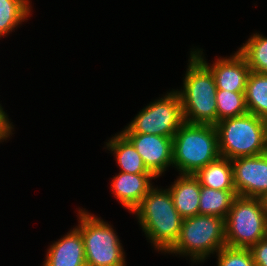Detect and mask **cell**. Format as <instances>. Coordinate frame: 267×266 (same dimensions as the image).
I'll return each instance as SVG.
<instances>
[{
	"label": "cell",
	"mask_w": 267,
	"mask_h": 266,
	"mask_svg": "<svg viewBox=\"0 0 267 266\" xmlns=\"http://www.w3.org/2000/svg\"><path fill=\"white\" fill-rule=\"evenodd\" d=\"M132 213L155 250L166 254L177 241L183 222L169 189L153 186Z\"/></svg>",
	"instance_id": "cell-1"
},
{
	"label": "cell",
	"mask_w": 267,
	"mask_h": 266,
	"mask_svg": "<svg viewBox=\"0 0 267 266\" xmlns=\"http://www.w3.org/2000/svg\"><path fill=\"white\" fill-rule=\"evenodd\" d=\"M183 77L181 98L182 115L191 124H217L216 84L211 70L192 52Z\"/></svg>",
	"instance_id": "cell-2"
},
{
	"label": "cell",
	"mask_w": 267,
	"mask_h": 266,
	"mask_svg": "<svg viewBox=\"0 0 267 266\" xmlns=\"http://www.w3.org/2000/svg\"><path fill=\"white\" fill-rule=\"evenodd\" d=\"M173 167L179 174H195L219 158L216 126L183 122L173 137Z\"/></svg>",
	"instance_id": "cell-3"
},
{
	"label": "cell",
	"mask_w": 267,
	"mask_h": 266,
	"mask_svg": "<svg viewBox=\"0 0 267 266\" xmlns=\"http://www.w3.org/2000/svg\"><path fill=\"white\" fill-rule=\"evenodd\" d=\"M219 152L230 160L267 152V120L247 113L215 125Z\"/></svg>",
	"instance_id": "cell-4"
},
{
	"label": "cell",
	"mask_w": 267,
	"mask_h": 266,
	"mask_svg": "<svg viewBox=\"0 0 267 266\" xmlns=\"http://www.w3.org/2000/svg\"><path fill=\"white\" fill-rule=\"evenodd\" d=\"M225 246V219L198 214L183 219L179 237L166 253L189 256L193 263H202Z\"/></svg>",
	"instance_id": "cell-5"
},
{
	"label": "cell",
	"mask_w": 267,
	"mask_h": 266,
	"mask_svg": "<svg viewBox=\"0 0 267 266\" xmlns=\"http://www.w3.org/2000/svg\"><path fill=\"white\" fill-rule=\"evenodd\" d=\"M78 218L86 266H126L122 243L112 226L85 209L78 210Z\"/></svg>",
	"instance_id": "cell-6"
},
{
	"label": "cell",
	"mask_w": 267,
	"mask_h": 266,
	"mask_svg": "<svg viewBox=\"0 0 267 266\" xmlns=\"http://www.w3.org/2000/svg\"><path fill=\"white\" fill-rule=\"evenodd\" d=\"M267 237V214L261 198L237 196L225 219L226 245L250 248Z\"/></svg>",
	"instance_id": "cell-7"
},
{
	"label": "cell",
	"mask_w": 267,
	"mask_h": 266,
	"mask_svg": "<svg viewBox=\"0 0 267 266\" xmlns=\"http://www.w3.org/2000/svg\"><path fill=\"white\" fill-rule=\"evenodd\" d=\"M184 122L181 98L177 90L150 102L121 133L154 134L173 138Z\"/></svg>",
	"instance_id": "cell-8"
},
{
	"label": "cell",
	"mask_w": 267,
	"mask_h": 266,
	"mask_svg": "<svg viewBox=\"0 0 267 266\" xmlns=\"http://www.w3.org/2000/svg\"><path fill=\"white\" fill-rule=\"evenodd\" d=\"M231 162L237 196L262 198L267 193V152Z\"/></svg>",
	"instance_id": "cell-9"
},
{
	"label": "cell",
	"mask_w": 267,
	"mask_h": 266,
	"mask_svg": "<svg viewBox=\"0 0 267 266\" xmlns=\"http://www.w3.org/2000/svg\"><path fill=\"white\" fill-rule=\"evenodd\" d=\"M135 147L147 169L160 177L173 167V138L154 134L122 133Z\"/></svg>",
	"instance_id": "cell-10"
},
{
	"label": "cell",
	"mask_w": 267,
	"mask_h": 266,
	"mask_svg": "<svg viewBox=\"0 0 267 266\" xmlns=\"http://www.w3.org/2000/svg\"><path fill=\"white\" fill-rule=\"evenodd\" d=\"M192 52L211 70L217 89L245 92L251 69L239 51L229 58H218L212 65L205 60L203 50L197 48Z\"/></svg>",
	"instance_id": "cell-11"
},
{
	"label": "cell",
	"mask_w": 267,
	"mask_h": 266,
	"mask_svg": "<svg viewBox=\"0 0 267 266\" xmlns=\"http://www.w3.org/2000/svg\"><path fill=\"white\" fill-rule=\"evenodd\" d=\"M152 179H156L153 174L119 172L113 177L110 188L120 204L132 213L153 187Z\"/></svg>",
	"instance_id": "cell-12"
},
{
	"label": "cell",
	"mask_w": 267,
	"mask_h": 266,
	"mask_svg": "<svg viewBox=\"0 0 267 266\" xmlns=\"http://www.w3.org/2000/svg\"><path fill=\"white\" fill-rule=\"evenodd\" d=\"M43 266H86L83 238L76 227L50 245Z\"/></svg>",
	"instance_id": "cell-13"
},
{
	"label": "cell",
	"mask_w": 267,
	"mask_h": 266,
	"mask_svg": "<svg viewBox=\"0 0 267 266\" xmlns=\"http://www.w3.org/2000/svg\"><path fill=\"white\" fill-rule=\"evenodd\" d=\"M179 175L174 184L168 188L174 206L183 219L196 216L199 214L201 192L199 180L193 174Z\"/></svg>",
	"instance_id": "cell-14"
},
{
	"label": "cell",
	"mask_w": 267,
	"mask_h": 266,
	"mask_svg": "<svg viewBox=\"0 0 267 266\" xmlns=\"http://www.w3.org/2000/svg\"><path fill=\"white\" fill-rule=\"evenodd\" d=\"M116 157L117 166L120 172L131 174H152L145 166L142 157L139 155L133 144L121 133L115 134L106 146Z\"/></svg>",
	"instance_id": "cell-15"
},
{
	"label": "cell",
	"mask_w": 267,
	"mask_h": 266,
	"mask_svg": "<svg viewBox=\"0 0 267 266\" xmlns=\"http://www.w3.org/2000/svg\"><path fill=\"white\" fill-rule=\"evenodd\" d=\"M194 176L201 186L215 190H236L234 186L233 166L230 159L220 156L199 169Z\"/></svg>",
	"instance_id": "cell-16"
},
{
	"label": "cell",
	"mask_w": 267,
	"mask_h": 266,
	"mask_svg": "<svg viewBox=\"0 0 267 266\" xmlns=\"http://www.w3.org/2000/svg\"><path fill=\"white\" fill-rule=\"evenodd\" d=\"M236 197V190H215L201 186L199 214L226 219Z\"/></svg>",
	"instance_id": "cell-17"
},
{
	"label": "cell",
	"mask_w": 267,
	"mask_h": 266,
	"mask_svg": "<svg viewBox=\"0 0 267 266\" xmlns=\"http://www.w3.org/2000/svg\"><path fill=\"white\" fill-rule=\"evenodd\" d=\"M248 113L267 120V74L251 71L245 90Z\"/></svg>",
	"instance_id": "cell-18"
},
{
	"label": "cell",
	"mask_w": 267,
	"mask_h": 266,
	"mask_svg": "<svg viewBox=\"0 0 267 266\" xmlns=\"http://www.w3.org/2000/svg\"><path fill=\"white\" fill-rule=\"evenodd\" d=\"M29 0H0V38L28 20L31 13Z\"/></svg>",
	"instance_id": "cell-19"
},
{
	"label": "cell",
	"mask_w": 267,
	"mask_h": 266,
	"mask_svg": "<svg viewBox=\"0 0 267 266\" xmlns=\"http://www.w3.org/2000/svg\"><path fill=\"white\" fill-rule=\"evenodd\" d=\"M251 71L267 74V37L253 34L238 50Z\"/></svg>",
	"instance_id": "cell-20"
},
{
	"label": "cell",
	"mask_w": 267,
	"mask_h": 266,
	"mask_svg": "<svg viewBox=\"0 0 267 266\" xmlns=\"http://www.w3.org/2000/svg\"><path fill=\"white\" fill-rule=\"evenodd\" d=\"M217 122L242 116L248 113L245 103V92L216 90Z\"/></svg>",
	"instance_id": "cell-21"
},
{
	"label": "cell",
	"mask_w": 267,
	"mask_h": 266,
	"mask_svg": "<svg viewBox=\"0 0 267 266\" xmlns=\"http://www.w3.org/2000/svg\"><path fill=\"white\" fill-rule=\"evenodd\" d=\"M217 266H256L249 248L222 247L216 254Z\"/></svg>",
	"instance_id": "cell-22"
},
{
	"label": "cell",
	"mask_w": 267,
	"mask_h": 266,
	"mask_svg": "<svg viewBox=\"0 0 267 266\" xmlns=\"http://www.w3.org/2000/svg\"><path fill=\"white\" fill-rule=\"evenodd\" d=\"M249 249L256 266H267V237L252 245Z\"/></svg>",
	"instance_id": "cell-23"
},
{
	"label": "cell",
	"mask_w": 267,
	"mask_h": 266,
	"mask_svg": "<svg viewBox=\"0 0 267 266\" xmlns=\"http://www.w3.org/2000/svg\"><path fill=\"white\" fill-rule=\"evenodd\" d=\"M12 123L9 121L8 114L2 108L0 104V142H4L7 138H10L14 129ZM13 130V131H12ZM3 140V141H2Z\"/></svg>",
	"instance_id": "cell-24"
},
{
	"label": "cell",
	"mask_w": 267,
	"mask_h": 266,
	"mask_svg": "<svg viewBox=\"0 0 267 266\" xmlns=\"http://www.w3.org/2000/svg\"><path fill=\"white\" fill-rule=\"evenodd\" d=\"M261 199L264 205L265 212L267 214V193Z\"/></svg>",
	"instance_id": "cell-25"
}]
</instances>
